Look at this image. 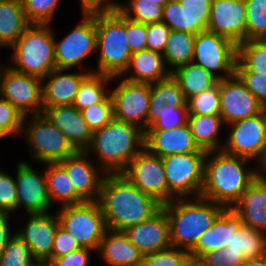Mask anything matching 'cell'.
<instances>
[{"instance_id": "obj_55", "label": "cell", "mask_w": 266, "mask_h": 266, "mask_svg": "<svg viewBox=\"0 0 266 266\" xmlns=\"http://www.w3.org/2000/svg\"><path fill=\"white\" fill-rule=\"evenodd\" d=\"M82 13L113 12L119 8L118 2L110 0H80Z\"/></svg>"}, {"instance_id": "obj_51", "label": "cell", "mask_w": 266, "mask_h": 266, "mask_svg": "<svg viewBox=\"0 0 266 266\" xmlns=\"http://www.w3.org/2000/svg\"><path fill=\"white\" fill-rule=\"evenodd\" d=\"M80 248L81 246L75 238L59 225L54 236L51 262L57 257L67 255Z\"/></svg>"}, {"instance_id": "obj_15", "label": "cell", "mask_w": 266, "mask_h": 266, "mask_svg": "<svg viewBox=\"0 0 266 266\" xmlns=\"http://www.w3.org/2000/svg\"><path fill=\"white\" fill-rule=\"evenodd\" d=\"M1 97L9 101L24 116L41 114L44 111L42 79L18 73L9 65L3 73Z\"/></svg>"}, {"instance_id": "obj_40", "label": "cell", "mask_w": 266, "mask_h": 266, "mask_svg": "<svg viewBox=\"0 0 266 266\" xmlns=\"http://www.w3.org/2000/svg\"><path fill=\"white\" fill-rule=\"evenodd\" d=\"M150 102H161L172 107H188L187 99L172 75L151 84Z\"/></svg>"}, {"instance_id": "obj_22", "label": "cell", "mask_w": 266, "mask_h": 266, "mask_svg": "<svg viewBox=\"0 0 266 266\" xmlns=\"http://www.w3.org/2000/svg\"><path fill=\"white\" fill-rule=\"evenodd\" d=\"M123 232L144 255L172 246L169 221L163 208L149 220L129 227Z\"/></svg>"}, {"instance_id": "obj_20", "label": "cell", "mask_w": 266, "mask_h": 266, "mask_svg": "<svg viewBox=\"0 0 266 266\" xmlns=\"http://www.w3.org/2000/svg\"><path fill=\"white\" fill-rule=\"evenodd\" d=\"M88 156L85 151H77L59 163L66 169L75 192L85 202H96L106 173Z\"/></svg>"}, {"instance_id": "obj_2", "label": "cell", "mask_w": 266, "mask_h": 266, "mask_svg": "<svg viewBox=\"0 0 266 266\" xmlns=\"http://www.w3.org/2000/svg\"><path fill=\"white\" fill-rule=\"evenodd\" d=\"M249 161L251 160L223 151L207 152L200 197L225 208H232L262 173L261 168H246L244 165Z\"/></svg>"}, {"instance_id": "obj_52", "label": "cell", "mask_w": 266, "mask_h": 266, "mask_svg": "<svg viewBox=\"0 0 266 266\" xmlns=\"http://www.w3.org/2000/svg\"><path fill=\"white\" fill-rule=\"evenodd\" d=\"M246 88L266 108V74L254 72H235Z\"/></svg>"}, {"instance_id": "obj_19", "label": "cell", "mask_w": 266, "mask_h": 266, "mask_svg": "<svg viewBox=\"0 0 266 266\" xmlns=\"http://www.w3.org/2000/svg\"><path fill=\"white\" fill-rule=\"evenodd\" d=\"M246 10L245 0H212L207 30L236 45L246 41Z\"/></svg>"}, {"instance_id": "obj_28", "label": "cell", "mask_w": 266, "mask_h": 266, "mask_svg": "<svg viewBox=\"0 0 266 266\" xmlns=\"http://www.w3.org/2000/svg\"><path fill=\"white\" fill-rule=\"evenodd\" d=\"M130 76H129V75ZM171 76L162 53L152 50H141L132 53L128 68L121 77L141 83H156Z\"/></svg>"}, {"instance_id": "obj_12", "label": "cell", "mask_w": 266, "mask_h": 266, "mask_svg": "<svg viewBox=\"0 0 266 266\" xmlns=\"http://www.w3.org/2000/svg\"><path fill=\"white\" fill-rule=\"evenodd\" d=\"M80 23L61 41H54L56 69L80 66L96 50L97 32L94 13H82Z\"/></svg>"}, {"instance_id": "obj_27", "label": "cell", "mask_w": 266, "mask_h": 266, "mask_svg": "<svg viewBox=\"0 0 266 266\" xmlns=\"http://www.w3.org/2000/svg\"><path fill=\"white\" fill-rule=\"evenodd\" d=\"M245 227L266 233V177L261 173L232 206Z\"/></svg>"}, {"instance_id": "obj_33", "label": "cell", "mask_w": 266, "mask_h": 266, "mask_svg": "<svg viewBox=\"0 0 266 266\" xmlns=\"http://www.w3.org/2000/svg\"><path fill=\"white\" fill-rule=\"evenodd\" d=\"M171 75L178 82L187 101L217 85L218 79L193 62L176 68Z\"/></svg>"}, {"instance_id": "obj_45", "label": "cell", "mask_w": 266, "mask_h": 266, "mask_svg": "<svg viewBox=\"0 0 266 266\" xmlns=\"http://www.w3.org/2000/svg\"><path fill=\"white\" fill-rule=\"evenodd\" d=\"M81 113L92 132L102 129L114 118L111 94L103 102L81 110Z\"/></svg>"}, {"instance_id": "obj_37", "label": "cell", "mask_w": 266, "mask_h": 266, "mask_svg": "<svg viewBox=\"0 0 266 266\" xmlns=\"http://www.w3.org/2000/svg\"><path fill=\"white\" fill-rule=\"evenodd\" d=\"M188 107H172L161 102H150L147 130H170L188 122Z\"/></svg>"}, {"instance_id": "obj_42", "label": "cell", "mask_w": 266, "mask_h": 266, "mask_svg": "<svg viewBox=\"0 0 266 266\" xmlns=\"http://www.w3.org/2000/svg\"><path fill=\"white\" fill-rule=\"evenodd\" d=\"M36 261L30 248L16 233L0 255V266H34Z\"/></svg>"}, {"instance_id": "obj_5", "label": "cell", "mask_w": 266, "mask_h": 266, "mask_svg": "<svg viewBox=\"0 0 266 266\" xmlns=\"http://www.w3.org/2000/svg\"><path fill=\"white\" fill-rule=\"evenodd\" d=\"M98 66L94 73L121 76L128 68L132 52L127 43L126 17L117 9L95 12Z\"/></svg>"}, {"instance_id": "obj_38", "label": "cell", "mask_w": 266, "mask_h": 266, "mask_svg": "<svg viewBox=\"0 0 266 266\" xmlns=\"http://www.w3.org/2000/svg\"><path fill=\"white\" fill-rule=\"evenodd\" d=\"M225 249L243 253L245 260L261 258L266 254V233L243 226L232 232L231 243Z\"/></svg>"}, {"instance_id": "obj_30", "label": "cell", "mask_w": 266, "mask_h": 266, "mask_svg": "<svg viewBox=\"0 0 266 266\" xmlns=\"http://www.w3.org/2000/svg\"><path fill=\"white\" fill-rule=\"evenodd\" d=\"M187 124L200 150L205 152L222 151L224 142L221 143L218 140V134L224 122L220 115L189 114Z\"/></svg>"}, {"instance_id": "obj_49", "label": "cell", "mask_w": 266, "mask_h": 266, "mask_svg": "<svg viewBox=\"0 0 266 266\" xmlns=\"http://www.w3.org/2000/svg\"><path fill=\"white\" fill-rule=\"evenodd\" d=\"M171 31L163 21L147 24L146 49L163 54Z\"/></svg>"}, {"instance_id": "obj_25", "label": "cell", "mask_w": 266, "mask_h": 266, "mask_svg": "<svg viewBox=\"0 0 266 266\" xmlns=\"http://www.w3.org/2000/svg\"><path fill=\"white\" fill-rule=\"evenodd\" d=\"M43 113L77 151H85L90 145L93 132L73 105L47 107Z\"/></svg>"}, {"instance_id": "obj_47", "label": "cell", "mask_w": 266, "mask_h": 266, "mask_svg": "<svg viewBox=\"0 0 266 266\" xmlns=\"http://www.w3.org/2000/svg\"><path fill=\"white\" fill-rule=\"evenodd\" d=\"M188 253L187 250L171 246L165 250L145 254L142 266H181Z\"/></svg>"}, {"instance_id": "obj_59", "label": "cell", "mask_w": 266, "mask_h": 266, "mask_svg": "<svg viewBox=\"0 0 266 266\" xmlns=\"http://www.w3.org/2000/svg\"><path fill=\"white\" fill-rule=\"evenodd\" d=\"M34 266H55L51 261H36Z\"/></svg>"}, {"instance_id": "obj_57", "label": "cell", "mask_w": 266, "mask_h": 266, "mask_svg": "<svg viewBox=\"0 0 266 266\" xmlns=\"http://www.w3.org/2000/svg\"><path fill=\"white\" fill-rule=\"evenodd\" d=\"M181 266H209L202 256L188 253Z\"/></svg>"}, {"instance_id": "obj_53", "label": "cell", "mask_w": 266, "mask_h": 266, "mask_svg": "<svg viewBox=\"0 0 266 266\" xmlns=\"http://www.w3.org/2000/svg\"><path fill=\"white\" fill-rule=\"evenodd\" d=\"M209 266H242L246 261L243 253L222 248L206 253L202 256Z\"/></svg>"}, {"instance_id": "obj_23", "label": "cell", "mask_w": 266, "mask_h": 266, "mask_svg": "<svg viewBox=\"0 0 266 266\" xmlns=\"http://www.w3.org/2000/svg\"><path fill=\"white\" fill-rule=\"evenodd\" d=\"M145 148L161 158L172 154L207 153L195 143L188 124L170 130H146Z\"/></svg>"}, {"instance_id": "obj_16", "label": "cell", "mask_w": 266, "mask_h": 266, "mask_svg": "<svg viewBox=\"0 0 266 266\" xmlns=\"http://www.w3.org/2000/svg\"><path fill=\"white\" fill-rule=\"evenodd\" d=\"M219 92L220 117L226 125L257 116L266 109L236 74L219 80Z\"/></svg>"}, {"instance_id": "obj_6", "label": "cell", "mask_w": 266, "mask_h": 266, "mask_svg": "<svg viewBox=\"0 0 266 266\" xmlns=\"http://www.w3.org/2000/svg\"><path fill=\"white\" fill-rule=\"evenodd\" d=\"M50 24H31L10 47L12 70L43 79L56 69L54 33Z\"/></svg>"}, {"instance_id": "obj_17", "label": "cell", "mask_w": 266, "mask_h": 266, "mask_svg": "<svg viewBox=\"0 0 266 266\" xmlns=\"http://www.w3.org/2000/svg\"><path fill=\"white\" fill-rule=\"evenodd\" d=\"M39 174L28 161H19L15 185L17 188V211L23 208L27 214L46 213L52 203L48 194L45 170Z\"/></svg>"}, {"instance_id": "obj_29", "label": "cell", "mask_w": 266, "mask_h": 266, "mask_svg": "<svg viewBox=\"0 0 266 266\" xmlns=\"http://www.w3.org/2000/svg\"><path fill=\"white\" fill-rule=\"evenodd\" d=\"M109 266H142L144 254L123 231L107 229L98 251Z\"/></svg>"}, {"instance_id": "obj_36", "label": "cell", "mask_w": 266, "mask_h": 266, "mask_svg": "<svg viewBox=\"0 0 266 266\" xmlns=\"http://www.w3.org/2000/svg\"><path fill=\"white\" fill-rule=\"evenodd\" d=\"M235 72L266 74V38L251 39L237 45Z\"/></svg>"}, {"instance_id": "obj_63", "label": "cell", "mask_w": 266, "mask_h": 266, "mask_svg": "<svg viewBox=\"0 0 266 266\" xmlns=\"http://www.w3.org/2000/svg\"><path fill=\"white\" fill-rule=\"evenodd\" d=\"M262 174L266 177V163L265 165L261 168Z\"/></svg>"}, {"instance_id": "obj_58", "label": "cell", "mask_w": 266, "mask_h": 266, "mask_svg": "<svg viewBox=\"0 0 266 266\" xmlns=\"http://www.w3.org/2000/svg\"><path fill=\"white\" fill-rule=\"evenodd\" d=\"M242 266H266V254L261 258L247 259Z\"/></svg>"}, {"instance_id": "obj_14", "label": "cell", "mask_w": 266, "mask_h": 266, "mask_svg": "<svg viewBox=\"0 0 266 266\" xmlns=\"http://www.w3.org/2000/svg\"><path fill=\"white\" fill-rule=\"evenodd\" d=\"M121 174L134 186L162 205L168 203V184L160 156L151 154L144 147Z\"/></svg>"}, {"instance_id": "obj_24", "label": "cell", "mask_w": 266, "mask_h": 266, "mask_svg": "<svg viewBox=\"0 0 266 266\" xmlns=\"http://www.w3.org/2000/svg\"><path fill=\"white\" fill-rule=\"evenodd\" d=\"M88 70V71H87ZM68 72L54 69L42 79L43 107L73 105L82 80L92 70L84 68L83 72Z\"/></svg>"}, {"instance_id": "obj_8", "label": "cell", "mask_w": 266, "mask_h": 266, "mask_svg": "<svg viewBox=\"0 0 266 266\" xmlns=\"http://www.w3.org/2000/svg\"><path fill=\"white\" fill-rule=\"evenodd\" d=\"M207 153L172 154L162 158L168 184V203L176 198L200 197Z\"/></svg>"}, {"instance_id": "obj_54", "label": "cell", "mask_w": 266, "mask_h": 266, "mask_svg": "<svg viewBox=\"0 0 266 266\" xmlns=\"http://www.w3.org/2000/svg\"><path fill=\"white\" fill-rule=\"evenodd\" d=\"M94 251L88 248H80L67 255L57 257L52 262L55 266H89L91 252Z\"/></svg>"}, {"instance_id": "obj_26", "label": "cell", "mask_w": 266, "mask_h": 266, "mask_svg": "<svg viewBox=\"0 0 266 266\" xmlns=\"http://www.w3.org/2000/svg\"><path fill=\"white\" fill-rule=\"evenodd\" d=\"M243 226L241 217L232 208H225L213 225L200 236L189 253L203 256L206 253L226 248L231 243L232 232L235 233Z\"/></svg>"}, {"instance_id": "obj_61", "label": "cell", "mask_w": 266, "mask_h": 266, "mask_svg": "<svg viewBox=\"0 0 266 266\" xmlns=\"http://www.w3.org/2000/svg\"><path fill=\"white\" fill-rule=\"evenodd\" d=\"M146 1H151V2H155L158 5L164 6L167 2H169L170 0H146Z\"/></svg>"}, {"instance_id": "obj_60", "label": "cell", "mask_w": 266, "mask_h": 266, "mask_svg": "<svg viewBox=\"0 0 266 266\" xmlns=\"http://www.w3.org/2000/svg\"><path fill=\"white\" fill-rule=\"evenodd\" d=\"M6 68H7L6 65L0 64V97H1L2 77H3V73H4Z\"/></svg>"}, {"instance_id": "obj_4", "label": "cell", "mask_w": 266, "mask_h": 266, "mask_svg": "<svg viewBox=\"0 0 266 266\" xmlns=\"http://www.w3.org/2000/svg\"><path fill=\"white\" fill-rule=\"evenodd\" d=\"M167 213L172 247L190 251L225 209L202 197L176 198L162 205Z\"/></svg>"}, {"instance_id": "obj_39", "label": "cell", "mask_w": 266, "mask_h": 266, "mask_svg": "<svg viewBox=\"0 0 266 266\" xmlns=\"http://www.w3.org/2000/svg\"><path fill=\"white\" fill-rule=\"evenodd\" d=\"M163 7L151 1L129 0L128 4L120 3L118 10L133 21L149 24L162 21Z\"/></svg>"}, {"instance_id": "obj_11", "label": "cell", "mask_w": 266, "mask_h": 266, "mask_svg": "<svg viewBox=\"0 0 266 266\" xmlns=\"http://www.w3.org/2000/svg\"><path fill=\"white\" fill-rule=\"evenodd\" d=\"M192 62L202 66L218 80L228 79L235 75L237 45L208 30L200 32L196 35Z\"/></svg>"}, {"instance_id": "obj_35", "label": "cell", "mask_w": 266, "mask_h": 266, "mask_svg": "<svg viewBox=\"0 0 266 266\" xmlns=\"http://www.w3.org/2000/svg\"><path fill=\"white\" fill-rule=\"evenodd\" d=\"M195 39L196 35L182 31H171L163 52L165 64L171 73L176 68L193 61Z\"/></svg>"}, {"instance_id": "obj_21", "label": "cell", "mask_w": 266, "mask_h": 266, "mask_svg": "<svg viewBox=\"0 0 266 266\" xmlns=\"http://www.w3.org/2000/svg\"><path fill=\"white\" fill-rule=\"evenodd\" d=\"M27 216L26 226L15 233L30 248L37 261H51L54 236L60 225L57 214L46 212Z\"/></svg>"}, {"instance_id": "obj_50", "label": "cell", "mask_w": 266, "mask_h": 266, "mask_svg": "<svg viewBox=\"0 0 266 266\" xmlns=\"http://www.w3.org/2000/svg\"><path fill=\"white\" fill-rule=\"evenodd\" d=\"M147 24L126 17V40L132 53L146 49Z\"/></svg>"}, {"instance_id": "obj_13", "label": "cell", "mask_w": 266, "mask_h": 266, "mask_svg": "<svg viewBox=\"0 0 266 266\" xmlns=\"http://www.w3.org/2000/svg\"><path fill=\"white\" fill-rule=\"evenodd\" d=\"M119 84L111 90L114 118L136 125L144 132L148 129L150 83L132 82L121 76Z\"/></svg>"}, {"instance_id": "obj_46", "label": "cell", "mask_w": 266, "mask_h": 266, "mask_svg": "<svg viewBox=\"0 0 266 266\" xmlns=\"http://www.w3.org/2000/svg\"><path fill=\"white\" fill-rule=\"evenodd\" d=\"M24 115L9 101L0 97V130L7 136L22 133Z\"/></svg>"}, {"instance_id": "obj_43", "label": "cell", "mask_w": 266, "mask_h": 266, "mask_svg": "<svg viewBox=\"0 0 266 266\" xmlns=\"http://www.w3.org/2000/svg\"><path fill=\"white\" fill-rule=\"evenodd\" d=\"M188 112L194 115H220L219 80L216 86L191 97Z\"/></svg>"}, {"instance_id": "obj_10", "label": "cell", "mask_w": 266, "mask_h": 266, "mask_svg": "<svg viewBox=\"0 0 266 266\" xmlns=\"http://www.w3.org/2000/svg\"><path fill=\"white\" fill-rule=\"evenodd\" d=\"M230 134L222 151L232 156L257 160L259 168L266 163V109L259 115L227 124Z\"/></svg>"}, {"instance_id": "obj_9", "label": "cell", "mask_w": 266, "mask_h": 266, "mask_svg": "<svg viewBox=\"0 0 266 266\" xmlns=\"http://www.w3.org/2000/svg\"><path fill=\"white\" fill-rule=\"evenodd\" d=\"M55 213L60 226L75 238L81 248L98 251L107 226L97 201L63 206Z\"/></svg>"}, {"instance_id": "obj_18", "label": "cell", "mask_w": 266, "mask_h": 266, "mask_svg": "<svg viewBox=\"0 0 266 266\" xmlns=\"http://www.w3.org/2000/svg\"><path fill=\"white\" fill-rule=\"evenodd\" d=\"M212 0H170L163 7L162 21L173 31L197 35L207 31Z\"/></svg>"}, {"instance_id": "obj_41", "label": "cell", "mask_w": 266, "mask_h": 266, "mask_svg": "<svg viewBox=\"0 0 266 266\" xmlns=\"http://www.w3.org/2000/svg\"><path fill=\"white\" fill-rule=\"evenodd\" d=\"M247 4L246 41L266 38V0H245Z\"/></svg>"}, {"instance_id": "obj_62", "label": "cell", "mask_w": 266, "mask_h": 266, "mask_svg": "<svg viewBox=\"0 0 266 266\" xmlns=\"http://www.w3.org/2000/svg\"><path fill=\"white\" fill-rule=\"evenodd\" d=\"M8 48V46L3 42V40L0 38V48Z\"/></svg>"}, {"instance_id": "obj_34", "label": "cell", "mask_w": 266, "mask_h": 266, "mask_svg": "<svg viewBox=\"0 0 266 266\" xmlns=\"http://www.w3.org/2000/svg\"><path fill=\"white\" fill-rule=\"evenodd\" d=\"M113 80L115 78L108 75L89 73L78 88L73 106L81 111L93 104L103 102L111 94V91L107 89V85Z\"/></svg>"}, {"instance_id": "obj_56", "label": "cell", "mask_w": 266, "mask_h": 266, "mask_svg": "<svg viewBox=\"0 0 266 266\" xmlns=\"http://www.w3.org/2000/svg\"><path fill=\"white\" fill-rule=\"evenodd\" d=\"M10 214L0 213V255L8 244L9 240L15 235L12 234L9 220Z\"/></svg>"}, {"instance_id": "obj_7", "label": "cell", "mask_w": 266, "mask_h": 266, "mask_svg": "<svg viewBox=\"0 0 266 266\" xmlns=\"http://www.w3.org/2000/svg\"><path fill=\"white\" fill-rule=\"evenodd\" d=\"M22 133L31 156L40 163H58L77 150L44 113L25 116Z\"/></svg>"}, {"instance_id": "obj_44", "label": "cell", "mask_w": 266, "mask_h": 266, "mask_svg": "<svg viewBox=\"0 0 266 266\" xmlns=\"http://www.w3.org/2000/svg\"><path fill=\"white\" fill-rule=\"evenodd\" d=\"M27 20L31 24H50L60 0H22Z\"/></svg>"}, {"instance_id": "obj_31", "label": "cell", "mask_w": 266, "mask_h": 266, "mask_svg": "<svg viewBox=\"0 0 266 266\" xmlns=\"http://www.w3.org/2000/svg\"><path fill=\"white\" fill-rule=\"evenodd\" d=\"M48 194L53 205L60 207L82 204L85 201L75 192L66 169L58 163H45Z\"/></svg>"}, {"instance_id": "obj_32", "label": "cell", "mask_w": 266, "mask_h": 266, "mask_svg": "<svg viewBox=\"0 0 266 266\" xmlns=\"http://www.w3.org/2000/svg\"><path fill=\"white\" fill-rule=\"evenodd\" d=\"M30 25L22 0L0 1V38L8 47H11Z\"/></svg>"}, {"instance_id": "obj_48", "label": "cell", "mask_w": 266, "mask_h": 266, "mask_svg": "<svg viewBox=\"0 0 266 266\" xmlns=\"http://www.w3.org/2000/svg\"><path fill=\"white\" fill-rule=\"evenodd\" d=\"M17 211V188L15 178L0 170V213Z\"/></svg>"}, {"instance_id": "obj_64", "label": "cell", "mask_w": 266, "mask_h": 266, "mask_svg": "<svg viewBox=\"0 0 266 266\" xmlns=\"http://www.w3.org/2000/svg\"><path fill=\"white\" fill-rule=\"evenodd\" d=\"M4 137H7V135L4 134V133L0 130V139H1V138H4Z\"/></svg>"}, {"instance_id": "obj_3", "label": "cell", "mask_w": 266, "mask_h": 266, "mask_svg": "<svg viewBox=\"0 0 266 266\" xmlns=\"http://www.w3.org/2000/svg\"><path fill=\"white\" fill-rule=\"evenodd\" d=\"M144 147L142 129L113 118L105 127L93 132L85 152L97 156V164L106 174H118Z\"/></svg>"}, {"instance_id": "obj_1", "label": "cell", "mask_w": 266, "mask_h": 266, "mask_svg": "<svg viewBox=\"0 0 266 266\" xmlns=\"http://www.w3.org/2000/svg\"><path fill=\"white\" fill-rule=\"evenodd\" d=\"M107 229L124 231L152 218L162 204L134 186L123 174H106L97 201Z\"/></svg>"}]
</instances>
